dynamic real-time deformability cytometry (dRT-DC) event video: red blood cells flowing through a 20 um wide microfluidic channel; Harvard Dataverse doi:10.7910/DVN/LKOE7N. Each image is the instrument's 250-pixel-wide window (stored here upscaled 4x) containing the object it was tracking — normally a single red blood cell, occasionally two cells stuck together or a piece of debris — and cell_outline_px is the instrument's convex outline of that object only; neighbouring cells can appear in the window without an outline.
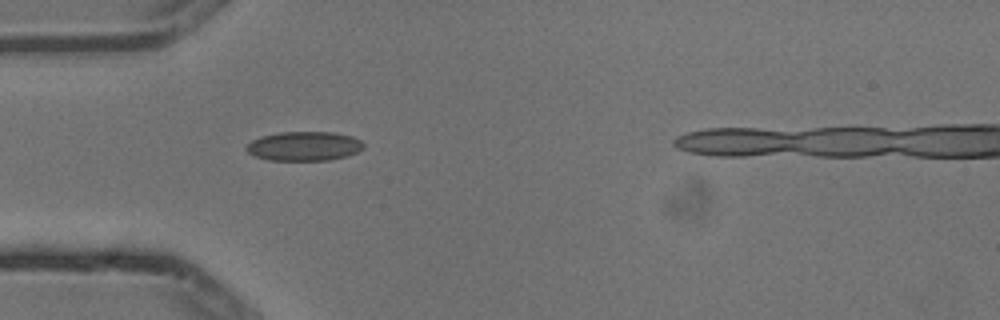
{"species": "common noctule bat (a hibernating species)", "species_latin": "Nyctalus noctula", "temperature_condition": "cold", "stored_images_in_passage": 4, "camera_frame_rate_fps": 3000, "um_per_image_px": 0.085, "animal": {"sex": "male", "body_mass_g": 13.3}, "frame": {"image": 1, "passage_image": 4, "time_ms": 1.0, "image_size_px": [1000, 320], "cell_outline_px": [[364, 148], [348, 156], [328, 160], [268, 160], [256, 156], [248, 152], [244, 148], [252, 140], [260, 136], [280, 132], [332, 132], [352, 136], [360, 140], [364, 144]], "centroid_in_image_um": [25.85, 12.42], "position_along_channel_um": 59.2, "area_um2": 20.0}}